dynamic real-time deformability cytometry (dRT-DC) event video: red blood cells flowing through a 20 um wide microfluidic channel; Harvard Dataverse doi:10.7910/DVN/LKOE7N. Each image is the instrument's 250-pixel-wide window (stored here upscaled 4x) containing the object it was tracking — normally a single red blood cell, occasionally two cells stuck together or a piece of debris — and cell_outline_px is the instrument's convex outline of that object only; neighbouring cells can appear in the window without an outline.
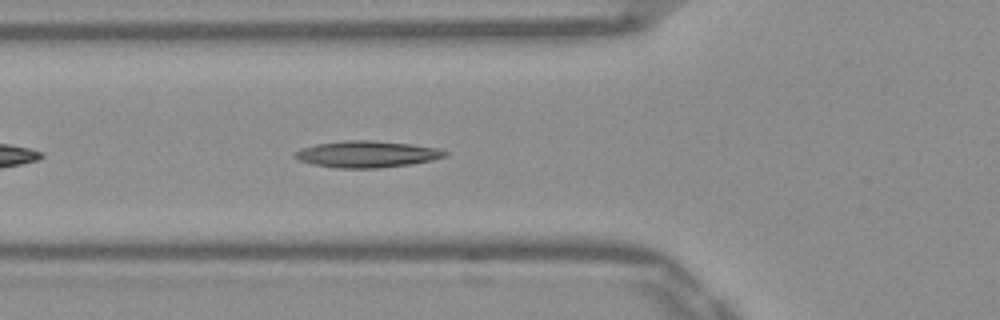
{"species": "Egyptian fruit bat (a non-hibernating species)", "species_latin": "Rousettus aegyptiacus", "temperature_condition": "warm", "stored_images_in_passage": 40, "camera_frame_rate_fps": 3000, "um_per_image_px": 0.085, "frame": {"image": 1, "passage_image": 6, "time_ms": 1.667, "image_size_px": [1000, 320], "cell_outline_px": [[448, 156], [432, 160], [412, 164], [380, 168], [336, 168], [312, 164], [300, 160], [292, 156], [296, 152], [304, 148], [316, 144], [344, 140], [368, 140], [408, 144], [436, 148], [448, 152]], "centroid_in_image_um": [31.2, 13.11], "position_along_channel_um": 94.6, "area_um2": 23.06}}
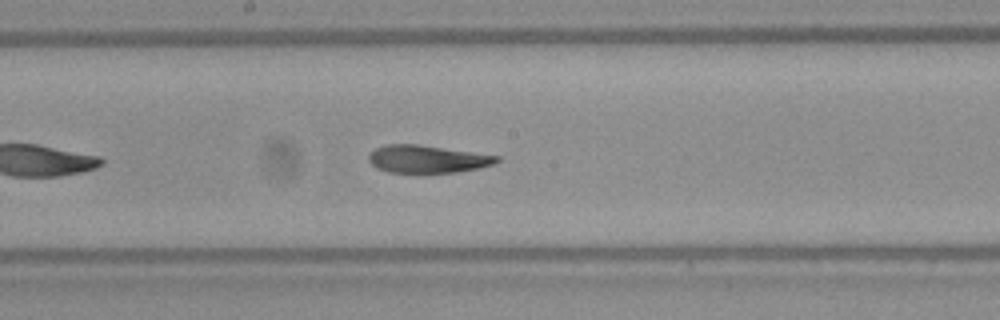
{"frame": {"image": 2, "passage_image": 15, "time_ms": 4.667, "image_size_px": [1000, 320], "cell_outline_px": [[500, 160], [496, 164], [480, 168], [456, 172], [388, 172], [376, 168], [368, 160], [368, 156], [376, 148], [384, 144], [416, 144], [500, 156]], "centroid_in_image_um": [36.33, 13.52], "position_along_channel_um": 211.9, "area_um2": 20.52}}
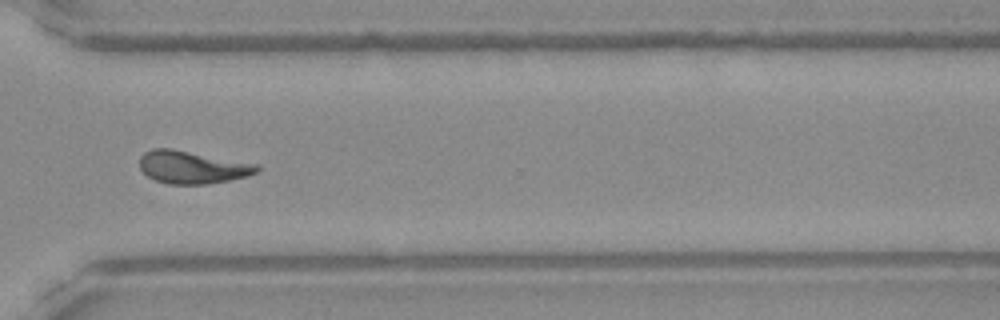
{"frame": {"image": 3, "passage_image": 26, "time_ms": 8.333, "image_size_px": [1000, 320], "cell_outline_px": [[260, 168], [256, 172], [248, 176], [228, 180], [204, 184], [168, 184], [156, 180], [148, 176], [140, 168], [140, 156], [144, 152], [152, 148], [172, 148], [260, 164]], "centroid_in_image_um": [16.35, 14.19], "position_along_channel_um": 354.2, "area_um2": 22.43}}